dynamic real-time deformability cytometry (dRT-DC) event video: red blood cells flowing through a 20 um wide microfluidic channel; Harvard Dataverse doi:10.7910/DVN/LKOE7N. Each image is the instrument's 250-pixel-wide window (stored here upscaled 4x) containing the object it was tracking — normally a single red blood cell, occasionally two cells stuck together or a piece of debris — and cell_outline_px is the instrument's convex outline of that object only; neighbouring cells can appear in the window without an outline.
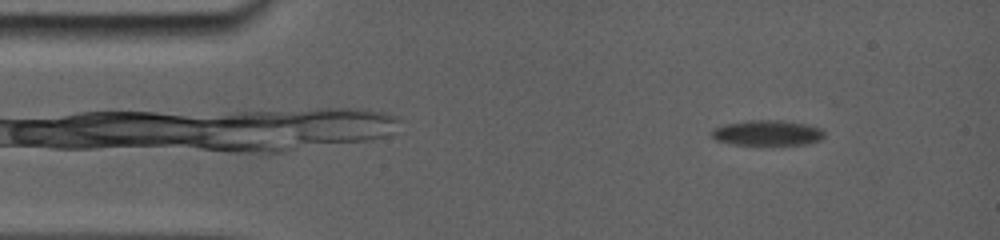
{"species": "common noctule bat (a hibernating species)", "species_latin": "Nyctalus noctula", "temperature_condition": "room temperature", "stored_images_in_passage": 4, "camera_frame_rate_fps": 5000, "um_per_image_px": 0.085, "animal": {"sex": "female", "body_mass_g": 19.0, "forearm_length_mm": 56.7}, "frame": {"image": 1, "passage_image": 1, "time_ms": 0.0, "image_size_px": [1000, 240], "cell_outline_px": [[824, 136], [812, 140], [780, 144], [756, 144], [728, 140], [716, 136], [712, 132], [716, 128], [728, 124], [760, 120], [764, 120], [800, 124], [820, 128], [824, 132]], "centroid_in_image_um": [65.28, 11.26], "position_along_channel_um": 19.7, "area_um2": 14.28}}
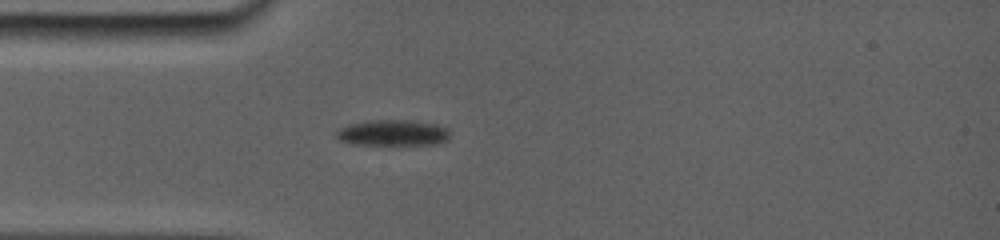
{"frame": {"image": 2, "passage_image": 4, "time_ms": 3.0, "image_size_px": [1000, 240], "cell_outline_px": [[444, 136], [440, 140], [412, 144], [364, 144], [344, 140], [336, 132], [352, 124], [376, 120], [404, 120], [432, 124], [444, 128]], "centroid_in_image_um": [33.29, 11.26], "position_along_channel_um": 51.7, "area_um2": 15.2}}